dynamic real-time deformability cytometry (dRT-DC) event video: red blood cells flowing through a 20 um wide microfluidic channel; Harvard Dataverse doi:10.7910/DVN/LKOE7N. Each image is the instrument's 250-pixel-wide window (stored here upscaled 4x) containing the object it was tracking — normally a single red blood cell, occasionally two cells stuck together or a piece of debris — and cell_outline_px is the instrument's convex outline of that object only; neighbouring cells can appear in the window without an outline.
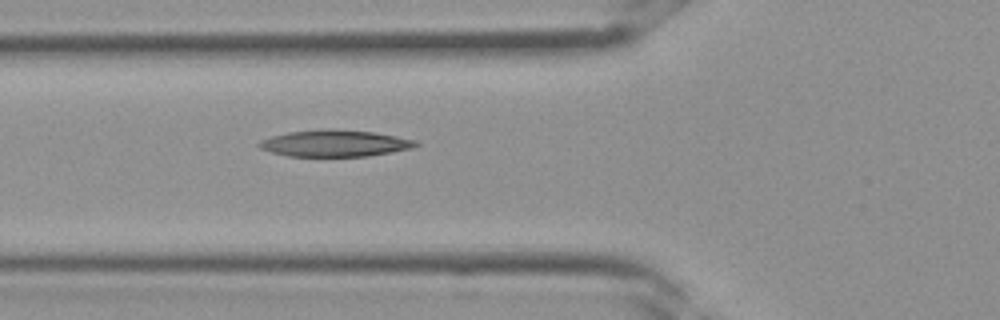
{"species": "Egyptian fruit bat (a non-hibernating species)", "species_latin": "Rousettus aegyptiacus", "temperature_condition": "room temperature", "stored_images_in_passage": 6, "camera_frame_rate_fps": 3000, "um_per_image_px": 0.085, "frame": {"image": 1, "passage_image": 6, "time_ms": 1.667, "image_size_px": [1000, 320], "cell_outline_px": [[420, 144], [412, 148], [392, 152], [368, 156], [288, 156], [272, 152], [260, 148], [256, 144], [260, 140], [272, 136], [288, 132], [324, 128], [332, 128], [372, 132], [396, 136], [416, 140]], "centroid_in_image_um": [28.45, 12.17], "position_along_channel_um": 97.3, "area_um2": 24.39}}